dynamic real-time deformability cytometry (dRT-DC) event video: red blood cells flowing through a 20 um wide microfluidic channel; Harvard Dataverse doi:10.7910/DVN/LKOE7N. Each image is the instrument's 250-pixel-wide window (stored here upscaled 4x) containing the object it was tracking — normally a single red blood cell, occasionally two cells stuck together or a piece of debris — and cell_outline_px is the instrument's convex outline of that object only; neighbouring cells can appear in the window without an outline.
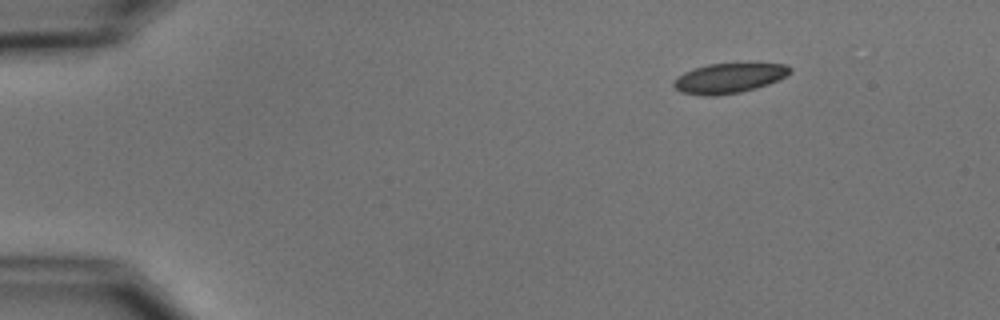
{"species": "common noctule bat (a hibernating species)", "species_latin": "Nyctalus noctula", "temperature_condition": "cold", "stored_images_in_passage": 6, "camera_frame_rate_fps": 3000, "um_per_image_px": 0.085, "animal": {"sex": "male", "body_mass_g": 15.6}, "frame": {"image": 1, "passage_image": 1, "time_ms": 0.0, "image_size_px": [1000, 320], "cell_outline_px": [[792, 72], [788, 76], [768, 84], [756, 88], [740, 92], [716, 96], [704, 96], [680, 92], [672, 84], [672, 80], [676, 76], [692, 68], [708, 64], [788, 64], [792, 68]], "centroid_in_image_um": [61.94, 6.65], "position_along_channel_um": 23.1, "area_um2": 20.46}}
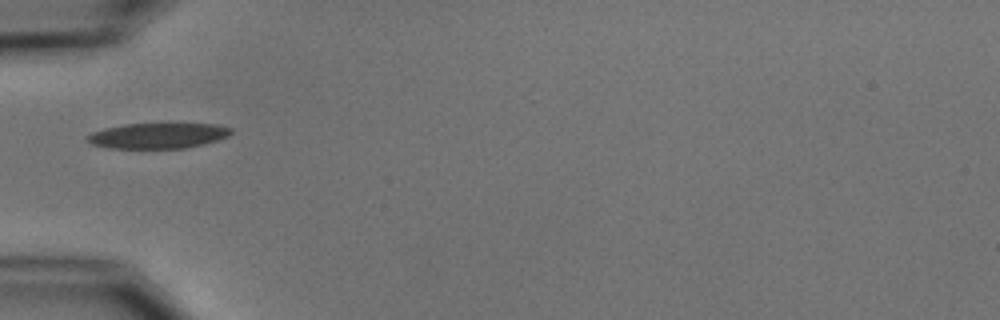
{"frame": {"image": 2, "passage_image": 4, "time_ms": 3.667, "image_size_px": [1000, 320], "cell_outline_px": [[232, 132], [228, 136], [204, 144], [184, 148], [108, 148], [92, 144], [84, 140], [84, 136], [92, 132], [104, 128], [124, 124], [160, 120], [216, 124], [232, 128]], "centroid_in_image_um": [13.42, 11.47], "position_along_channel_um": 71.6, "area_um2": 22.72}}